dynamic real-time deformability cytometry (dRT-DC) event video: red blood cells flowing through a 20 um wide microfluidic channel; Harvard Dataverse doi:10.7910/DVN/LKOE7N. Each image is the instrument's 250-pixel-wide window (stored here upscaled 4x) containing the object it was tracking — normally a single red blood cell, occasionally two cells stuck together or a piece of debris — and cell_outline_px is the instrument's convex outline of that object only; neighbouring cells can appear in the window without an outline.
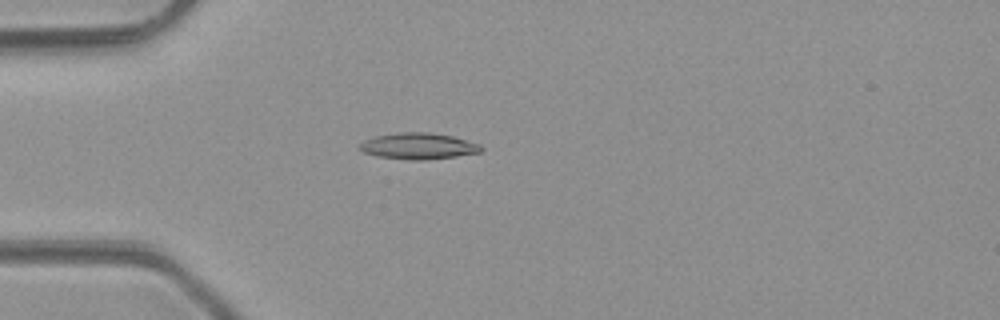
{"species": "common noctule bat (a hibernating species)", "species_latin": "Nyctalus noctula", "temperature_condition": "room temperature", "stored_images_in_passage": 4, "camera_frame_rate_fps": 3000, "um_per_image_px": 0.085, "animal": {"sex": "male", "body_mass_g": 23.1, "forearm_length_mm": 52.7}, "frame": {"image": 1, "passage_image": 4, "time_ms": 3.333, "image_size_px": [1000, 320], "cell_outline_px": [[484, 148], [480, 152], [456, 156], [424, 160], [412, 160], [376, 156], [364, 152], [360, 148], [360, 144], [364, 140], [376, 136], [396, 132], [428, 132], [452, 136], [480, 144]], "centroid_in_image_um": [35.57, 12.41], "position_along_channel_um": 49.4, "area_um2": 18.5}}